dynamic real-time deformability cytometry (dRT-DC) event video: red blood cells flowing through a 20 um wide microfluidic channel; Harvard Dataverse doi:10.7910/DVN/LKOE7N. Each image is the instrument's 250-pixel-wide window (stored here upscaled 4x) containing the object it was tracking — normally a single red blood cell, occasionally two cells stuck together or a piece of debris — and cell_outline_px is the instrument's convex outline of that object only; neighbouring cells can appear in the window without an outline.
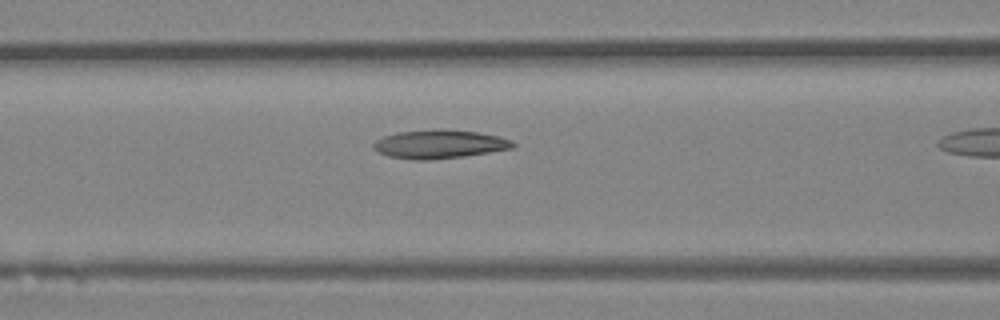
{"species": "Egyptian fruit bat (a non-hibernating species)", "species_latin": "Rousettus aegyptiacus", "temperature_condition": "room temperature", "stored_images_in_passage": 14, "camera_frame_rate_fps": 3000, "um_per_image_px": 0.085, "animal": {"sex": "female"}, "frame": {"image": 1, "passage_image": 10, "time_ms": 3.0, "image_size_px": [1000, 320], "cell_outline_px": [[516, 144], [512, 148], [464, 156], [428, 160], [416, 160], [388, 156], [376, 152], [372, 148], [372, 144], [376, 140], [384, 136], [396, 132], [436, 128], [444, 128], [476, 132], [500, 136], [512, 140]], "centroid_in_image_um": [37.31, 12.24], "position_along_channel_um": 129.3, "area_um2": 23.52}}